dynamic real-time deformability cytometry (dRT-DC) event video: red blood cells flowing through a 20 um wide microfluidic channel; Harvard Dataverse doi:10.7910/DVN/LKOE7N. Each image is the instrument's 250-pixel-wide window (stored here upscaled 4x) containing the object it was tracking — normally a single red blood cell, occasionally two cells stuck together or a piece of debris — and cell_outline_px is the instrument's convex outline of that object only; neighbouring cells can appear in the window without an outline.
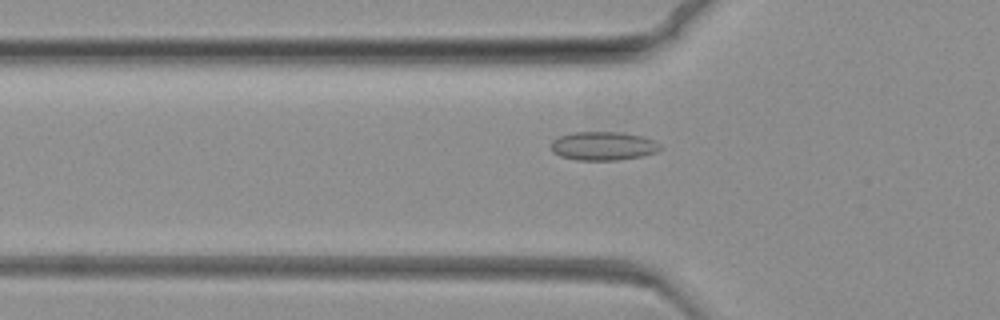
{"species": "common noctule bat (a hibernating species)", "species_latin": "Nyctalus noctula", "temperature_condition": "warm", "stored_images_in_passage": 77, "camera_frame_rate_fps": 3000, "um_per_image_px": 0.085, "animal": {"sex": "female", "body_mass_g": 19.3, "forearm_length_mm": 54.1}, "frame": {"image": 1, "passage_image": 26, "time_ms": 8.333, "image_size_px": [1000, 320], "cell_outline_px": [[664, 148], [656, 152], [640, 156], [616, 160], [576, 160], [560, 156], [552, 152], [552, 140], [560, 136], [572, 132], [620, 132], [644, 136], [660, 144]], "centroid_in_image_um": [51.28, 12.4], "position_along_channel_um": 74.5, "area_um2": 18.26}}
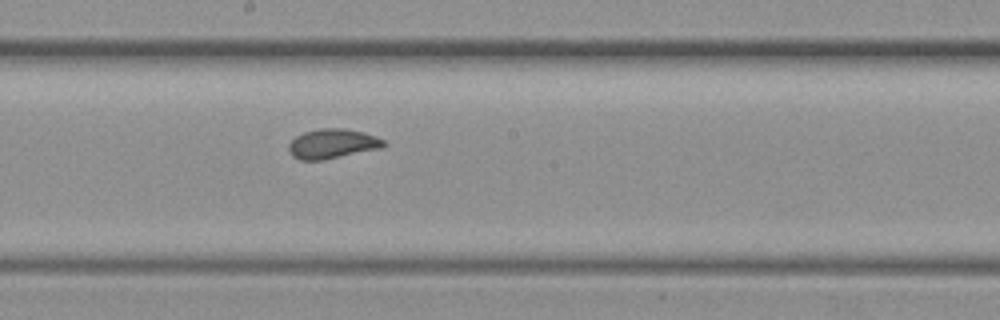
{"frame": {"image": 2, "passage_image": 42, "time_ms": 13.667, "image_size_px": [1000, 320], "cell_outline_px": [[388, 144], [380, 148], [324, 160], [300, 160], [292, 156], [288, 148], [288, 144], [296, 136], [304, 132], [320, 128], [344, 128], [364, 132], [376, 136], [384, 140]], "centroid_in_image_um": [28.25, 12.21], "position_along_channel_um": 219.9, "area_um2": 16.47}}
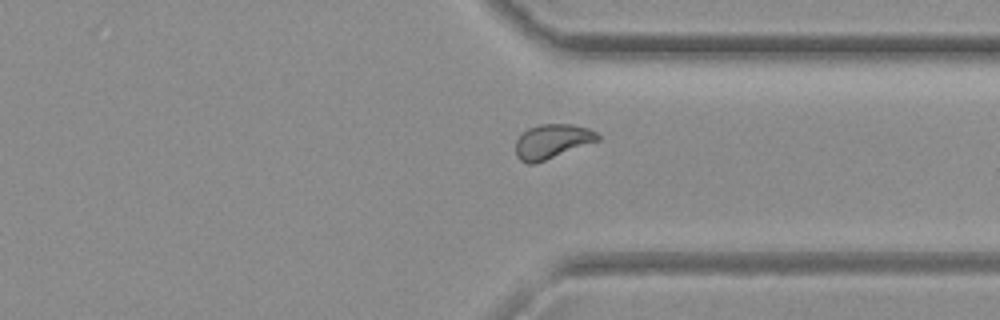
{"frame": {"image": 3, "passage_image": 58, "time_ms": 19.0, "image_size_px": [1000, 320], "cell_outline_px": [[600, 140], [536, 164], [528, 164], [520, 160], [516, 156], [516, 140], [528, 128], [540, 124], [572, 124], [588, 128], [596, 132], [600, 136]], "centroid_in_image_um": [46.94, 12.03], "position_along_channel_um": 364.5, "area_um2": 16.53}}